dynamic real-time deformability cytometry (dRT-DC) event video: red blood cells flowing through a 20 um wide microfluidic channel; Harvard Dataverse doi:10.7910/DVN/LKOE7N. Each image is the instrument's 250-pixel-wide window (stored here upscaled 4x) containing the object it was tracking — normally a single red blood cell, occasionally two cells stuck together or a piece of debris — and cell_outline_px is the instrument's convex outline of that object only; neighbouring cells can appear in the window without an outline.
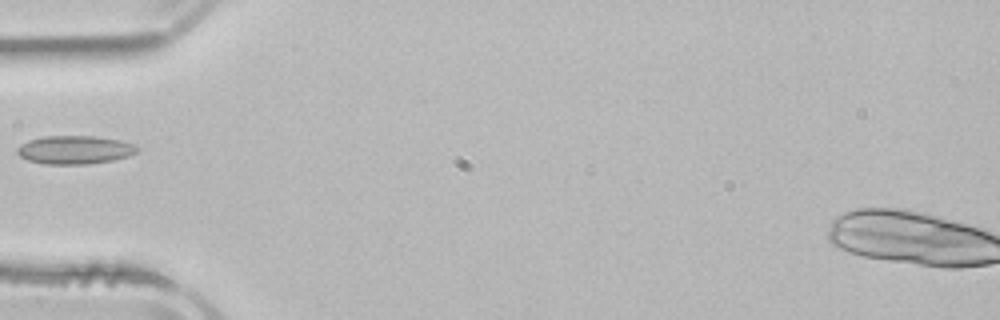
{"species": "common noctule bat (a hibernating species)", "species_latin": "Nyctalus noctula", "temperature_condition": "room temperature", "stored_images_in_passage": 3, "camera_frame_rate_fps": 3000, "um_per_image_px": 0.085, "animal": {"sex": "male", "body_mass_g": 21.5, "forearm_length_mm": 52.0}, "frame": {"image": 1, "passage_image": 3, "time_ms": 4.0, "image_size_px": [1000, 320], "cell_outline_px": [[140, 148], [136, 152], [128, 156], [112, 160], [88, 164], [44, 164], [28, 160], [20, 156], [16, 152], [16, 148], [20, 144], [28, 140], [44, 136], [92, 136], [120, 140], [132, 144]], "centroid_in_image_um": [6.31, 12.73], "position_along_channel_um": 78.7, "area_um2": 19.83}}